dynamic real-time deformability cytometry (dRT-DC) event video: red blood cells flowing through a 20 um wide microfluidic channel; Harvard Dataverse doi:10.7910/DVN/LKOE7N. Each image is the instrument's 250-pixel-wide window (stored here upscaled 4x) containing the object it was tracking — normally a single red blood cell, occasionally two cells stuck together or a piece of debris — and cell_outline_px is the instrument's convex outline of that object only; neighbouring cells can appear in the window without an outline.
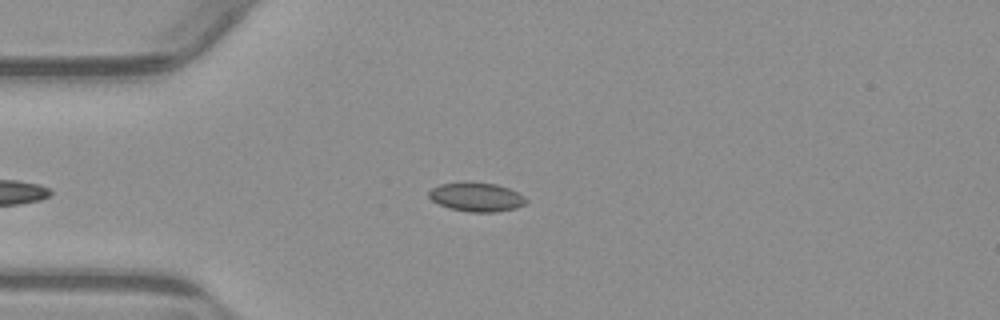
{"species": "common noctule bat (a hibernating species)", "species_latin": "Nyctalus noctula", "temperature_condition": "warm", "stored_images_in_passage": 39, "camera_frame_rate_fps": 3000, "um_per_image_px": 0.085, "animal": {"sex": "male", "body_mass_g": 23.1, "forearm_length_mm": 52.7}, "frame": {"image": 1, "passage_image": 3, "time_ms": 0.667, "image_size_px": [1000, 320], "cell_outline_px": [[528, 204], [516, 208], [496, 212], [468, 212], [448, 208], [432, 200], [428, 196], [428, 192], [432, 188], [440, 184], [496, 184], [508, 188], [524, 196], [528, 200]], "centroid_in_image_um": [40.54, 16.79], "position_along_channel_um": 44.5, "area_um2": 16.01}}
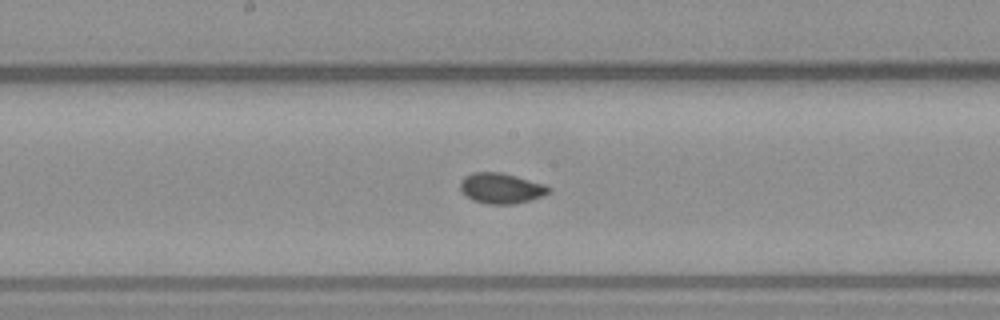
{"frame": {"image": 2, "passage_image": 17, "time_ms": 5.333, "image_size_px": [1000, 320], "cell_outline_px": [[552, 192], [544, 196], [532, 200], [516, 204], [488, 204], [472, 200], [460, 188], [460, 180], [464, 176], [472, 172], [500, 172], [516, 176], [544, 184], [552, 188]], "centroid_in_image_um": [42.64, 16.0], "position_along_channel_um": 205.6, "area_um2": 15.9}}
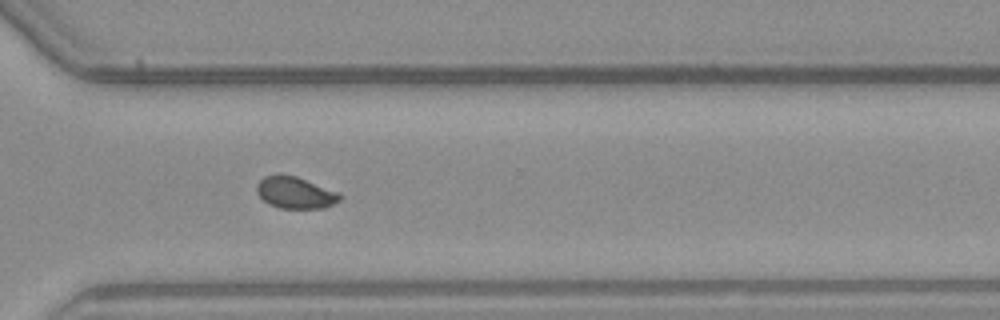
{"frame": {"image": 3, "passage_image": 28, "time_ms": 9.0, "image_size_px": [1000, 320], "cell_outline_px": [[344, 196], [340, 200], [324, 208], [280, 208], [268, 204], [256, 192], [256, 184], [264, 176], [280, 172], [296, 176], [340, 192]], "centroid_in_image_um": [25.09, 16.35], "position_along_channel_um": 345.5, "area_um2": 15.72}}